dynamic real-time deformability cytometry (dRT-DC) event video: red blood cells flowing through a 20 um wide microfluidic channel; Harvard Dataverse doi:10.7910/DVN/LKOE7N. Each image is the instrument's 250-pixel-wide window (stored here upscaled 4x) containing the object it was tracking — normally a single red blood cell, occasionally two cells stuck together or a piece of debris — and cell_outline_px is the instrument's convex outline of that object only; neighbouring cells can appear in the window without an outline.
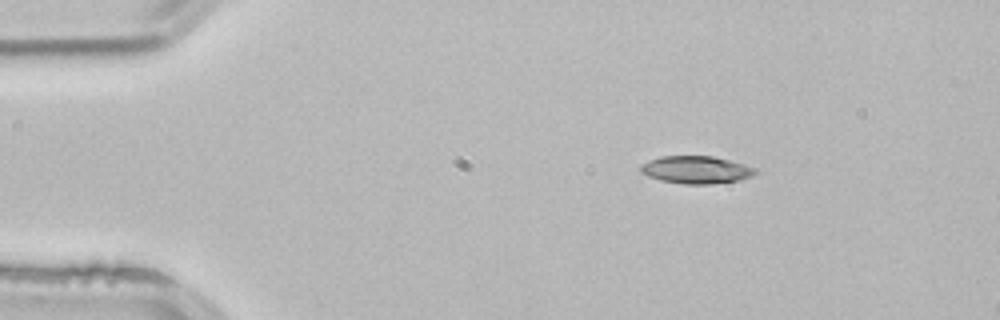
{"species": "common noctule bat (a hibernating species)", "species_latin": "Nyctalus noctula", "temperature_condition": "room temperature", "stored_images_in_passage": 2, "camera_frame_rate_fps": 3000, "um_per_image_px": 0.085, "animal": {"sex": "male", "body_mass_g": 21.5, "forearm_length_mm": 52.0}, "frame": {"image": 1, "passage_image": 2, "time_ms": 0.333, "image_size_px": [1000, 320], "cell_outline_px": [[756, 172], [752, 176], [740, 180], [712, 184], [684, 184], [660, 180], [648, 176], [640, 172], [640, 168], [644, 164], [660, 156], [712, 156], [744, 164], [756, 168]], "centroid_in_image_um": [59.19, 14.44], "position_along_channel_um": 25.8, "area_um2": 18.26}}